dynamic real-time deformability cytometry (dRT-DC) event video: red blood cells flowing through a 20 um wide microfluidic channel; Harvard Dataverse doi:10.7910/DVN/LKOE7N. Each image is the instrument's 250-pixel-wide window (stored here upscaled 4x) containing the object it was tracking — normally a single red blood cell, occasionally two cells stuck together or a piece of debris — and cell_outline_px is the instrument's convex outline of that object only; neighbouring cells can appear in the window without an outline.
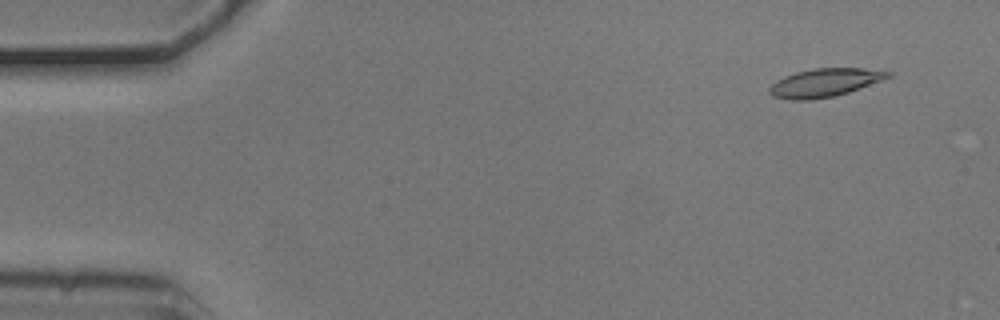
{"species": "common noctule bat (a hibernating species)", "species_latin": "Nyctalus noctula", "temperature_condition": "cold", "stored_images_in_passage": 4, "camera_frame_rate_fps": 3000, "um_per_image_px": 0.085, "animal": {"sex": "male", "body_mass_g": 20.5, "forearm_length_mm": 52.5}, "frame": {"image": 1, "passage_image": 2, "time_ms": 0.333, "image_size_px": [1000, 320], "cell_outline_px": [[892, 76], [860, 88], [836, 96], [808, 100], [792, 100], [772, 96], [768, 92], [768, 88], [776, 80], [784, 76], [796, 72], [816, 68], [864, 68], [892, 72]], "centroid_in_image_um": [70.07, 7.03], "position_along_channel_um": 14.9, "area_um2": 19.54}}
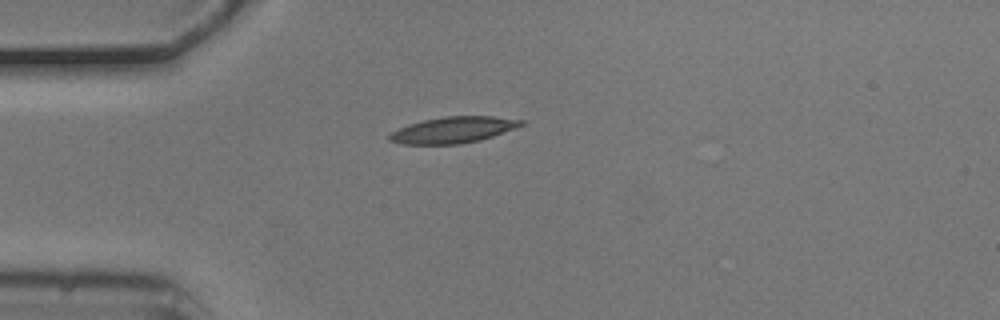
{"frame": {"image": 2, "passage_image": 4, "time_ms": 1.0, "image_size_px": [1000, 320], "cell_outline_px": [[524, 124], [516, 128], [480, 140], [460, 144], [400, 144], [388, 140], [388, 136], [392, 132], [408, 124], [424, 120], [444, 116], [492, 116], [524, 120]], "centroid_in_image_um": [38.52, 11.04], "position_along_channel_um": 46.5, "area_um2": 20.06}}